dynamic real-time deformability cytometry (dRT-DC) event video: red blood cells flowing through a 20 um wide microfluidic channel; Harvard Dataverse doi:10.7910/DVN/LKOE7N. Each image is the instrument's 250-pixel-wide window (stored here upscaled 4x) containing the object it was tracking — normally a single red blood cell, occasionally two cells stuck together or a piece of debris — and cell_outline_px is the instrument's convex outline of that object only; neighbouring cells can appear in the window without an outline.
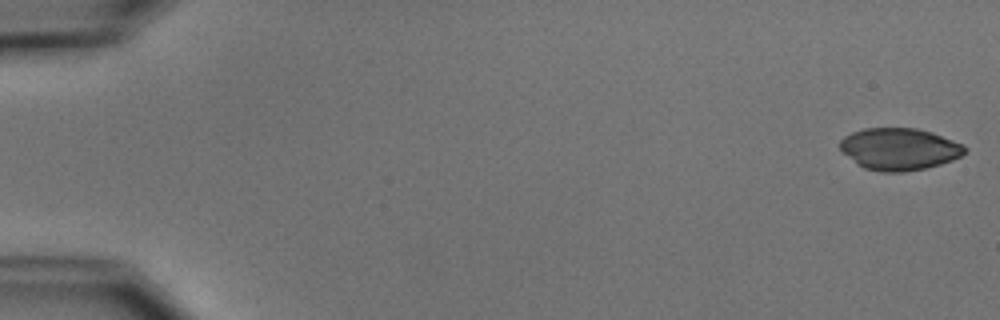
{"species": "common noctule bat (a hibernating species)", "species_latin": "Nyctalus noctula", "temperature_condition": "cold", "stored_images_in_passage": 50, "camera_frame_rate_fps": 3000, "um_per_image_px": 0.085, "animal": {"sex": "male", "body_mass_g": 15.6}, "frame": {"image": 1, "passage_image": 1, "time_ms": 0.0, "image_size_px": [1000, 320], "cell_outline_px": [[968, 148], [960, 156], [952, 160], [940, 164], [924, 168], [904, 172], [880, 172], [864, 168], [844, 152], [840, 148], [840, 140], [844, 136], [852, 132], [864, 128], [916, 128], [932, 132], [964, 144]], "centroid_in_image_um": [76.46, 12.66], "position_along_channel_um": 8.5, "area_um2": 30.4}}
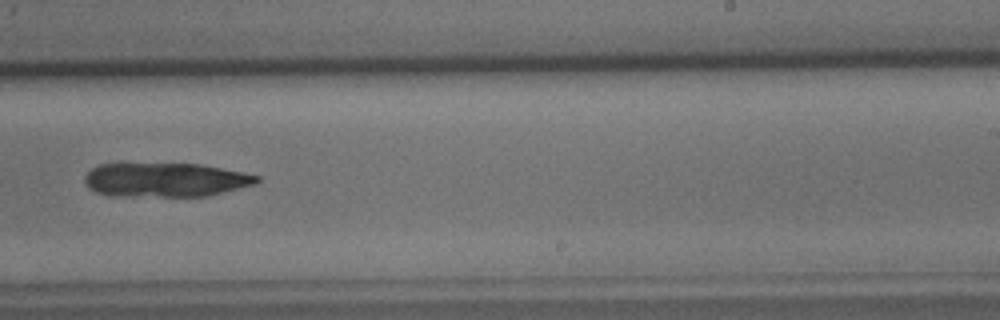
{"frame": {"image": 2, "passage_image": 34, "time_ms": 11.0, "image_size_px": [1000, 320], "cell_outline_px": [[260, 180], [256, 184], [208, 196], [108, 196], [96, 192], [88, 188], [84, 180], [84, 176], [92, 168], [100, 164], [200, 164], [244, 172], [260, 176]], "centroid_in_image_um": [14.07, 15.29], "position_along_channel_um": 274.9, "area_um2": 34.33}}
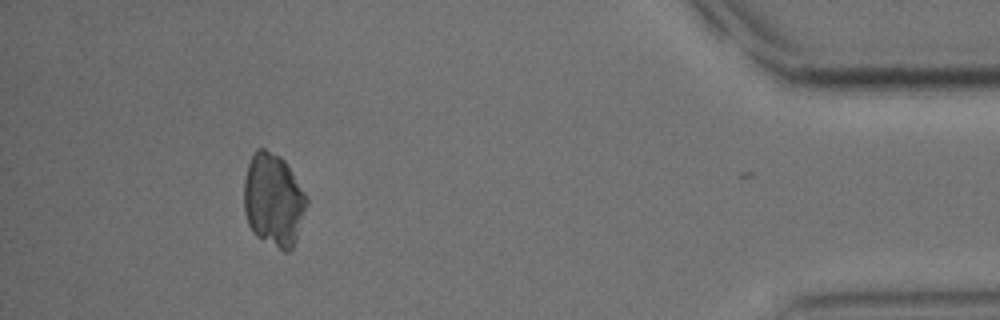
{"frame": {"image": 3, "passage_image": 49, "time_ms": 16.0, "image_size_px": [1000, 320], "cell_outline_px": [[308, 200], [296, 240], [292, 248], [288, 252], [284, 252], [256, 236], [252, 232], [248, 224], [244, 212], [244, 180], [248, 164], [256, 148], [264, 148], [280, 156], [284, 160], [308, 196]], "centroid_in_image_um": [23.24, 17.0], "position_along_channel_um": 412.0, "area_um2": 34.1}}